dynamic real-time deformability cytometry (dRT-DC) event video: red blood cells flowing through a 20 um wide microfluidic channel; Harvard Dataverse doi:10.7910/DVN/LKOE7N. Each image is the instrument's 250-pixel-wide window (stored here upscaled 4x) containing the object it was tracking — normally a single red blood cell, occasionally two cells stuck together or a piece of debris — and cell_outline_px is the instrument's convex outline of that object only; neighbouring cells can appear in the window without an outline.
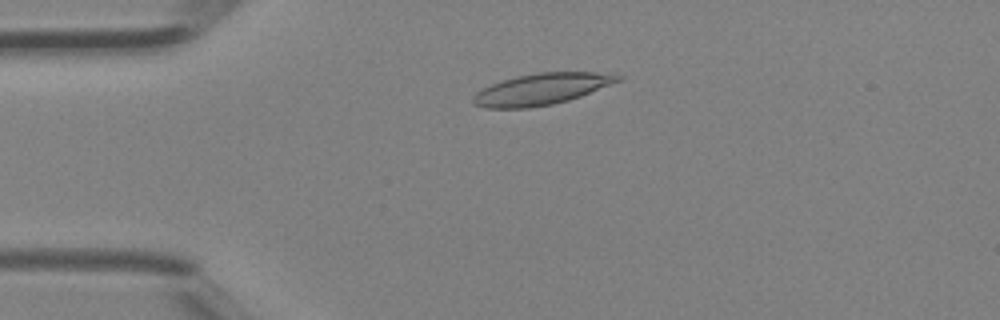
{"species": "Egyptian fruit bat (a non-hibernating species)", "species_latin": "Rousettus aegyptiacus", "temperature_condition": "room temperature", "stored_images_in_passage": 39, "camera_frame_rate_fps": 3000, "um_per_image_px": 0.085, "animal": {"sex": "female"}, "frame": {"image": 1, "passage_image": 8, "time_ms": 2.333, "image_size_px": [1000, 320], "cell_outline_px": [[624, 76], [620, 80], [580, 96], [568, 100], [552, 104], [528, 108], [484, 108], [472, 104], [472, 96], [476, 92], [500, 80], [516, 76], [540, 72], [596, 72]], "centroid_in_image_um": [45.96, 7.58], "position_along_channel_um": 39.0, "area_um2": 26.3}}
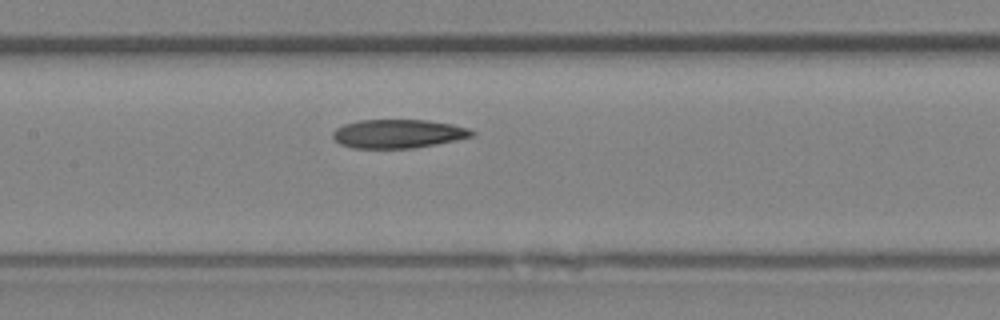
{"frame": {"image": 2, "passage_image": 18, "time_ms": 5.667, "image_size_px": [1000, 320], "cell_outline_px": [[476, 136], [436, 144], [412, 148], [352, 148], [340, 144], [332, 136], [332, 132], [336, 128], [344, 124], [360, 120], [428, 120], [452, 124], [468, 128], [476, 132]], "centroid_in_image_um": [33.86, 11.36], "position_along_channel_um": 173.5, "area_um2": 23.35}}
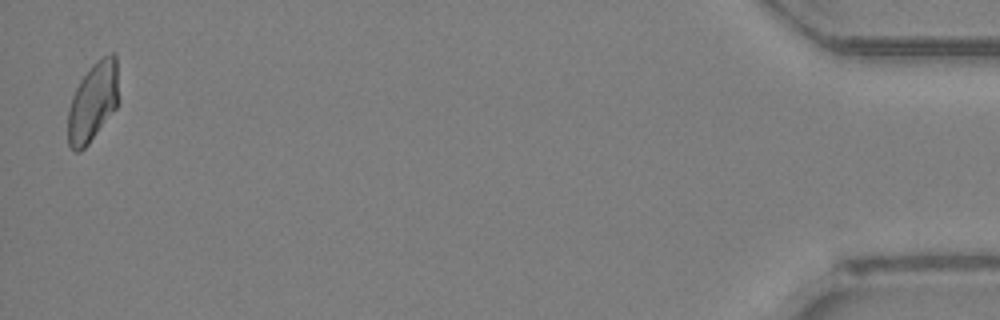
{"frame": {"image": 3, "passage_image": 39, "time_ms": 12.667, "image_size_px": [1000, 320], "cell_outline_px": [[116, 108], [88, 144], [80, 152], [76, 152], [68, 144], [68, 108], [72, 96], [80, 80], [96, 60], [112, 52], [116, 52]], "centroid_in_image_um": [7.86, 8.68], "position_along_channel_um": 427.3, "area_um2": 22.89}}